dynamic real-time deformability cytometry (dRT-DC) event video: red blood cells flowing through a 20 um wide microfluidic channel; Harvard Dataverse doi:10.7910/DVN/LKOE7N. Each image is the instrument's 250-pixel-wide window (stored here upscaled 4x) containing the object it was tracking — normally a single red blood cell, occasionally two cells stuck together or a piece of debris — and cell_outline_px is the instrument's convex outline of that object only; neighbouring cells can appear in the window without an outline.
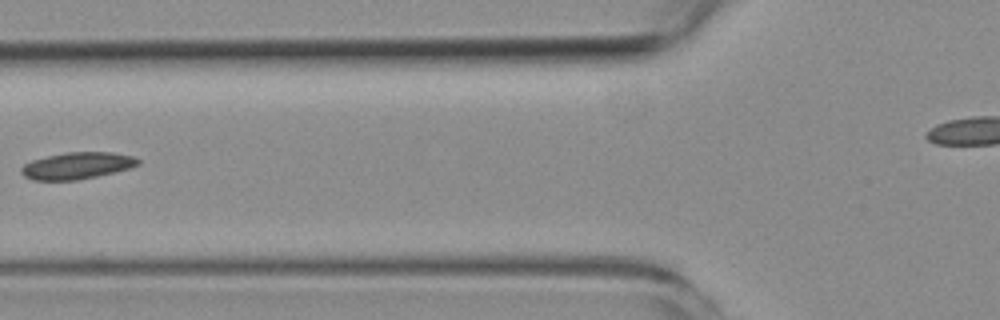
{"species": "common noctule bat (a hibernating species)", "species_latin": "Nyctalus noctula", "temperature_condition": "room temperature", "stored_images_in_passage": 7, "segment_of_instrument_passage": [1, 2], "camera_frame_rate_fps": 3000, "um_per_image_px": 0.085, "animal": {"sex": "female", "body_mass_g": 19.3, "forearm_length_mm": 54.1}, "frame": {"image": 1, "passage_image": 6, "time_ms": 6.0, "image_size_px": [1000, 320], "cell_outline_px": [[140, 164], [132, 168], [96, 176], [76, 180], [32, 180], [24, 176], [20, 172], [20, 168], [24, 164], [32, 160], [48, 156], [68, 152], [112, 152], [132, 156], [140, 160]], "centroid_in_image_um": [6.56, 14.08], "position_along_channel_um": 119.2, "area_um2": 18.21}}